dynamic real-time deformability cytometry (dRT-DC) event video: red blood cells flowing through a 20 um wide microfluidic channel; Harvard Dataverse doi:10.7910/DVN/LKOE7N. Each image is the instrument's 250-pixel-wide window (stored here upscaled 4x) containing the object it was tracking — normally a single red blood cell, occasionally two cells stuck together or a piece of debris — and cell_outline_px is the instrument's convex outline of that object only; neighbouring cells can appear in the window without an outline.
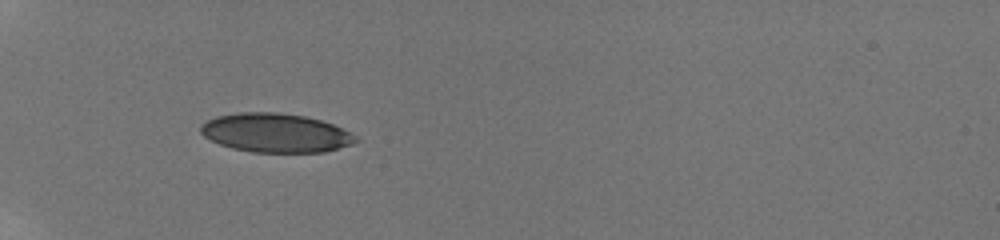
{"species": "human", "species_latin": "Homo sapiens", "temperature_condition": "room temperature", "stored_images_in_passage": 20, "camera_frame_rate_fps": 3000, "um_per_image_px": 0.085, "donor": {"sex": "male"}, "frame": {"image": 1, "passage_image": 1, "time_ms": 0.0, "image_size_px": [1000, 240], "cell_outline_px": [[360, 140], [352, 144], [324, 152], [252, 152], [232, 148], [220, 144], [204, 136], [200, 132], [200, 124], [216, 116], [240, 112], [276, 112], [304, 116], [320, 120], [332, 124], [356, 136]], "centroid_in_image_um": [23.41, 11.29], "position_along_channel_um": 61.6, "area_um2": 35.03}}
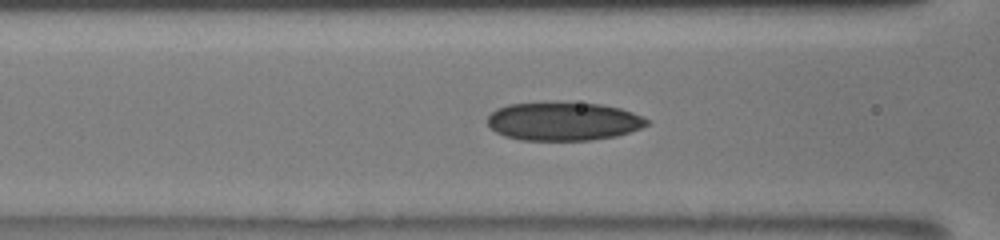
{"frame": {"image": 2, "passage_image": 15, "time_ms": 2.0, "image_size_px": [1000, 240], "cell_outline_px": [[648, 124], [640, 128], [616, 136], [592, 140], [520, 140], [504, 136], [496, 132], [488, 124], [488, 116], [496, 108], [508, 104], [600, 104], [620, 108], [632, 112], [648, 120]], "centroid_in_image_um": [47.87, 10.34], "position_along_channel_um": 118.7, "area_um2": 34.97}}